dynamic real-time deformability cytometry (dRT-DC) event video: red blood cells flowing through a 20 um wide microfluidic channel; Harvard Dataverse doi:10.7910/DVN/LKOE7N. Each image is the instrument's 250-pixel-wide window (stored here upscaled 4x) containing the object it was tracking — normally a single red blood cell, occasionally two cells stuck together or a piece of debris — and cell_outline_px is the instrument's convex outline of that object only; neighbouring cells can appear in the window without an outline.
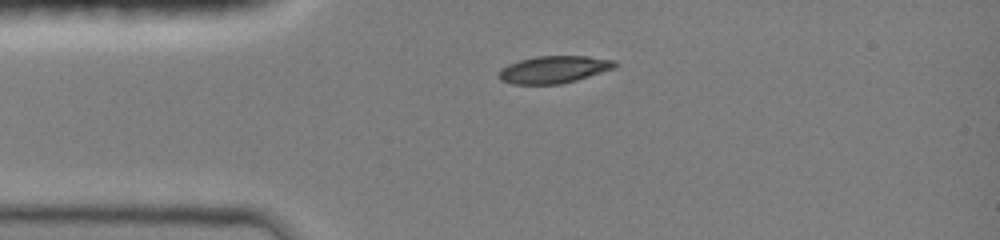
{"species": "common noctule bat (a hibernating species)", "species_latin": "Nyctalus noctula", "temperature_condition": "room temperature", "stored_images_in_passage": 33, "camera_frame_rate_fps": 3000, "um_per_image_px": 0.085, "animal": {"sex": "female", "body_mass_g": 19.0, "forearm_length_mm": 51.5}, "frame": {"image": 1, "passage_image": 1, "time_ms": 0.0, "image_size_px": [1000, 240], "cell_outline_px": [[620, 64], [616, 68], [576, 80], [560, 84], [512, 84], [500, 80], [496, 76], [508, 64], [520, 60], [536, 56], [588, 56], [616, 60]], "centroid_in_image_um": [47.13, 5.9], "position_along_channel_um": 37.9, "area_um2": 18.55}}
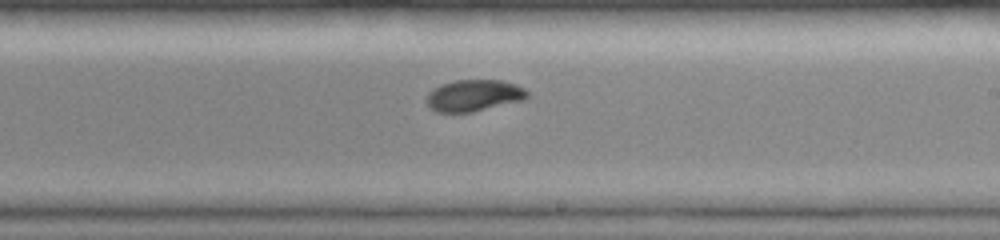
{"frame": {"image": 2, "passage_image": 19, "time_ms": 5.667, "image_size_px": [1000, 240], "cell_outline_px": [[528, 96], [524, 100], [472, 112], [436, 112], [428, 104], [428, 92], [432, 88], [440, 84], [456, 80], [500, 80], [516, 84], [524, 88], [528, 92]], "centroid_in_image_um": [40.29, 8.11], "position_along_channel_um": 248.7, "area_um2": 18.5}}
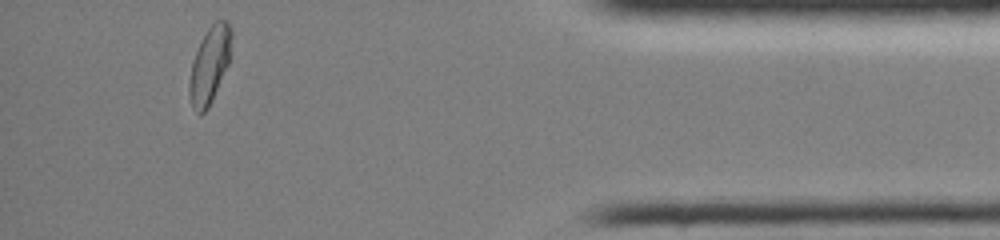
{"frame": {"image": 3, "passage_image": 33, "time_ms": 10.667, "image_size_px": [1000, 240], "cell_outline_px": [[232, 36], [228, 64], [212, 100], [208, 108], [200, 116], [192, 108], [188, 96], [188, 84], [192, 60], [208, 28], [216, 20], [228, 20], [232, 28]], "centroid_in_image_um": [17.8, 5.54], "position_along_channel_um": 417.4, "area_um2": 18.84}, "authors_computed_cell_mechanics": {"area_um2": 19.0162, "velocity_mm_per_s": 4.0937, "shape_relaxation_time_tau1_ms": 4.3851, "shape_relaxation_time_tau2_ms": 2.5501, "deformation_change_tau1": 0.1524, "deformation_change_tau2": 0.0377}}